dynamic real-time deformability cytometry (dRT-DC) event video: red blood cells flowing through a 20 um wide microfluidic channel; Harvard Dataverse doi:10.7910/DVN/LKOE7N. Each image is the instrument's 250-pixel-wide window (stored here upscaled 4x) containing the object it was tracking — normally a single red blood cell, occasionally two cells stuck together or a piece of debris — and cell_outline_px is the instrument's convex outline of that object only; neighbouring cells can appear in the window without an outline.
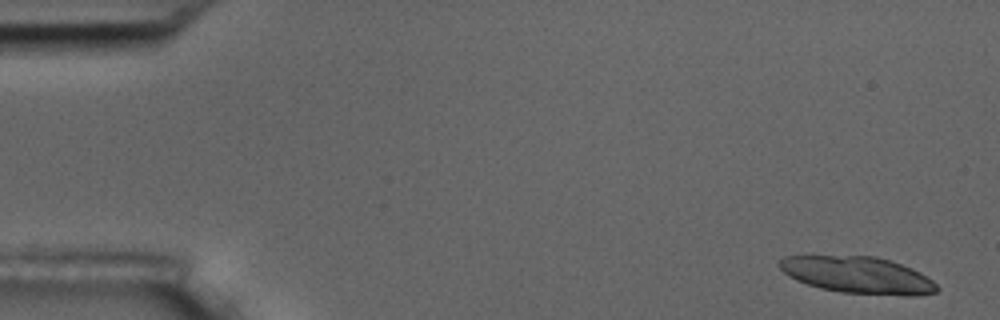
{"species": "common noctule bat (a hibernating species)", "species_latin": "Nyctalus noctula", "temperature_condition": "room temperature", "stored_images_in_passage": 5, "camera_frame_rate_fps": 3000, "um_per_image_px": 0.085, "animal": {"sex": "male", "body_mass_g": 17.5, "forearm_length_mm": 52.3}, "frame": {"image": 1, "passage_image": 1, "time_ms": 0.0, "image_size_px": [1000, 320], "cell_outline_px": [[940, 288], [936, 292], [916, 296], [912, 296], [840, 292], [820, 288], [796, 280], [788, 276], [780, 268], [780, 260], [784, 256], [876, 256], [892, 260], [912, 268], [920, 272], [932, 280]], "centroid_in_image_um": [72.95, 23.38], "position_along_channel_um": 12.0, "area_um2": 33.76}}